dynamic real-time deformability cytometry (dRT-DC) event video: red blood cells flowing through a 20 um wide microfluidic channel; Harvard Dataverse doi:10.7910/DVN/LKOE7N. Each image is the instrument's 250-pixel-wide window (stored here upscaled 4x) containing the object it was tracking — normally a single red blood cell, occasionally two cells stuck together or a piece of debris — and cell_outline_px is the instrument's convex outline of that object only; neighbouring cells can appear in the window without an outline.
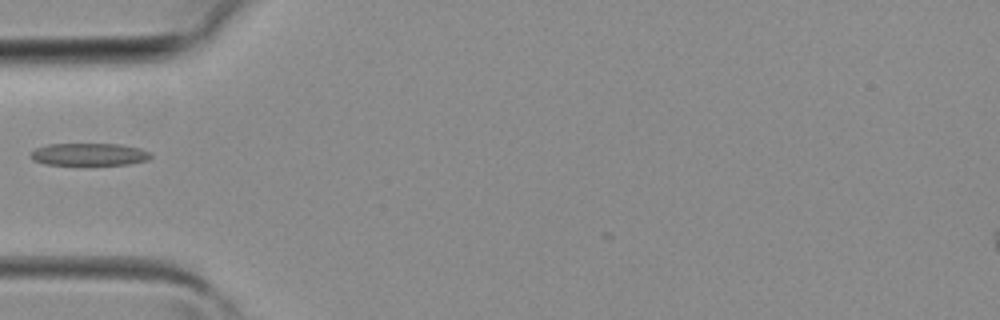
{"species": "common noctule bat (a hibernating species)", "species_latin": "Nyctalus noctula", "temperature_condition": "room temperature", "stored_images_in_passage": 1, "camera_frame_rate_fps": 3000, "um_per_image_px": 0.085, "animal": {"sex": "female", "body_mass_g": 19.3, "forearm_length_mm": 54.1}, "frame": {"image": 1, "passage_image": 1, "time_ms": 0.0, "image_size_px": [1000, 320], "cell_outline_px": [[152, 156], [148, 160], [128, 164], [44, 164], [32, 160], [32, 152], [36, 148], [48, 144], [120, 144], [140, 148], [152, 152]], "centroid_in_image_um": [7.62, 13.11], "position_along_channel_um": 77.4, "area_um2": 15.55}}